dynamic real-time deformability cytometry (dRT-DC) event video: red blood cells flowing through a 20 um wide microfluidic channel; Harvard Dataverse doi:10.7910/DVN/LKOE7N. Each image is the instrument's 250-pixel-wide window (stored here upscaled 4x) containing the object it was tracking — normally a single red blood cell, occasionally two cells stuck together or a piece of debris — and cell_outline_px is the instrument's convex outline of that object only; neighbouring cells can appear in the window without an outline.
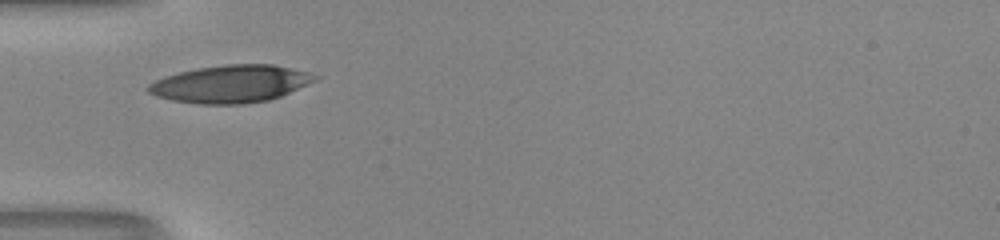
{"species": "human", "species_latin": "Homo sapiens", "temperature_condition": "room temperature", "stored_images_in_passage": 25, "camera_frame_rate_fps": 3000, "um_per_image_px": 0.085, "donor": {"sex": "male"}, "frame": {"image": 1, "passage_image": 1, "time_ms": 0.0, "image_size_px": [1000, 240], "cell_outline_px": [[320, 76], [316, 80], [308, 84], [280, 96], [268, 100], [244, 104], [200, 104], [172, 100], [156, 96], [148, 92], [148, 84], [164, 76], [180, 72], [200, 68], [224, 64], [272, 64], [312, 72]], "centroid_in_image_um": [19.64, 7.12], "position_along_channel_um": 65.4, "area_um2": 36.36}}
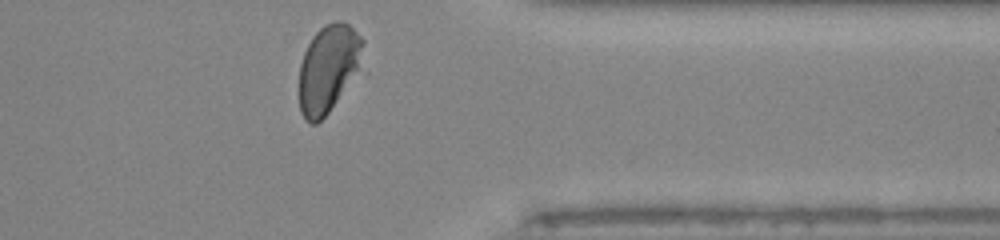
{"frame": {"image": 2, "passage_image": 25, "time_ms": 8.0, "image_size_px": [1000, 240], "cell_outline_px": [[364, 44], [360, 68], [328, 112], [316, 124], [308, 124], [304, 120], [300, 112], [300, 64], [304, 52], [312, 36], [324, 24], [336, 20], [340, 20], [348, 24], [364, 40]], "centroid_in_image_um": [27.89, 5.8], "position_along_channel_um": 383.5, "area_um2": 32.43}, "authors_computed_cell_mechanics": {"area_um2": 34.7956, "velocity_mm_per_s": 4.1154, "shape_relaxation_time_tau1_ms": 4.4109, "shape_relaxation_time_tau2_ms": null, "deformation_change_tau1": 0.2062, "deformation_change_tau2": null}}